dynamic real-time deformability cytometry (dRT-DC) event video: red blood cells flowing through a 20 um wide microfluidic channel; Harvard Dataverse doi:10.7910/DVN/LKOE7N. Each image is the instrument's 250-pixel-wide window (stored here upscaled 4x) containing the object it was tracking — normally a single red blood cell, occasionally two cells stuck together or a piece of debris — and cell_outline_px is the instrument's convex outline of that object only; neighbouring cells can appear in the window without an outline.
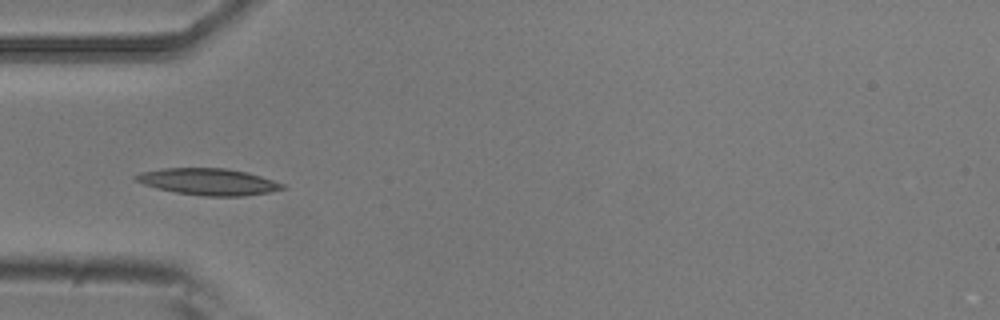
{"species": "common noctule bat (a hibernating species)", "species_latin": "Nyctalus noctula", "temperature_condition": "room temperature", "stored_images_in_passage": 4, "camera_frame_rate_fps": 3000, "um_per_image_px": 0.085, "animal": {"sex": "male", "body_mass_g": 20.5, "forearm_length_mm": 52.5}, "frame": {"image": 1, "passage_image": 1, "time_ms": 0.0, "image_size_px": [1000, 320], "cell_outline_px": [[288, 188], [268, 192], [244, 196], [204, 196], [176, 192], [156, 188], [144, 184], [136, 180], [132, 176], [140, 172], [164, 168], [224, 168], [248, 172], [284, 184]], "centroid_in_image_um": [17.71, 15.44], "position_along_channel_um": 67.3, "area_um2": 22.72}}
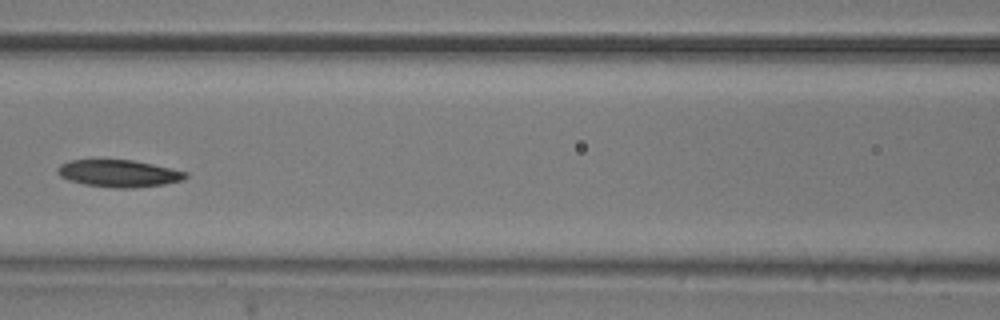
{"frame": {"image": 2, "passage_image": 3, "time_ms": 0.667, "image_size_px": [1000, 320], "cell_outline_px": [[188, 176], [184, 180], [164, 184], [132, 188], [116, 188], [84, 184], [68, 180], [60, 176], [56, 172], [56, 168], [60, 164], [72, 160], [132, 160], [152, 164], [188, 172]], "centroid_in_image_um": [10.09, 14.74], "position_along_channel_um": 156.5, "area_um2": 20.23}}
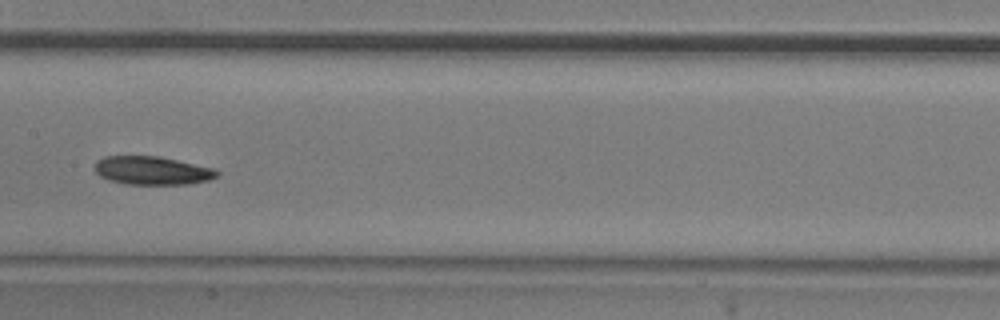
{"frame": {"image": 3, "passage_image": 4, "time_ms": 1.0, "image_size_px": [1000, 320], "cell_outline_px": [[220, 176], [208, 180], [188, 184], [124, 184], [108, 180], [100, 176], [96, 172], [96, 160], [104, 156], [160, 156], [216, 168], [220, 172]], "centroid_in_image_um": [12.98, 14.49], "position_along_channel_um": 194.4, "area_um2": 20.46}}